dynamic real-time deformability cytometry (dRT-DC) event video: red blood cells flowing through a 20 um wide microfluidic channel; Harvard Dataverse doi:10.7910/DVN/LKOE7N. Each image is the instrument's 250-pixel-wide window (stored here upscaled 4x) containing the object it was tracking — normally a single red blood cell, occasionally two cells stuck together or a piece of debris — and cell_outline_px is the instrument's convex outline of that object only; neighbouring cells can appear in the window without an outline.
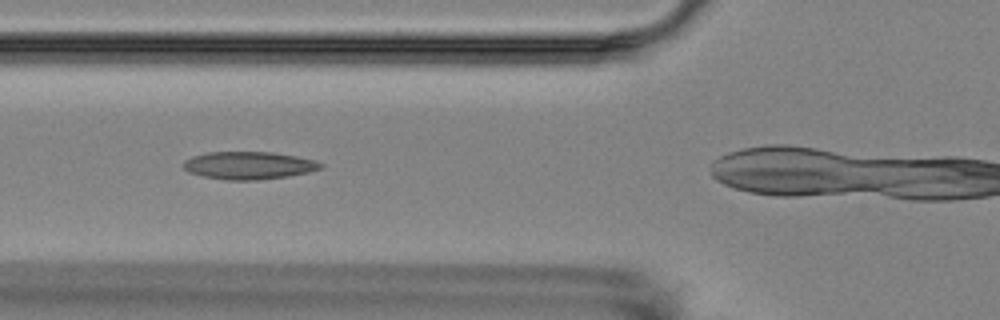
{"species": "Egyptian fruit bat (a non-hibernating species)", "species_latin": "Rousettus aegyptiacus", "temperature_condition": "room temperature", "stored_images_in_passage": 6, "camera_frame_rate_fps": 3000, "um_per_image_px": 0.085, "animal": {"sex": "female"}, "frame": {"image": 1, "passage_image": 4, "time_ms": 4.0, "image_size_px": [1000, 320], "cell_outline_px": [[324, 168], [308, 172], [288, 176], [256, 180], [228, 180], [204, 176], [188, 172], [184, 168], [184, 160], [192, 156], [208, 152], [272, 152], [296, 156], [312, 160], [324, 164]], "centroid_in_image_um": [21.15, 14.06], "position_along_channel_um": 104.6, "area_um2": 22.02}}